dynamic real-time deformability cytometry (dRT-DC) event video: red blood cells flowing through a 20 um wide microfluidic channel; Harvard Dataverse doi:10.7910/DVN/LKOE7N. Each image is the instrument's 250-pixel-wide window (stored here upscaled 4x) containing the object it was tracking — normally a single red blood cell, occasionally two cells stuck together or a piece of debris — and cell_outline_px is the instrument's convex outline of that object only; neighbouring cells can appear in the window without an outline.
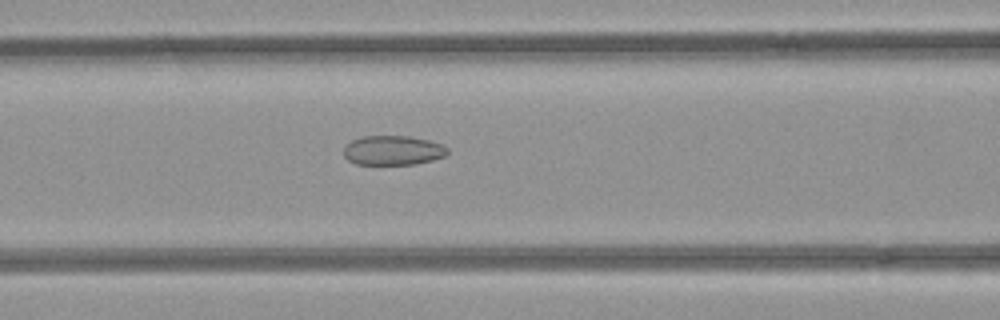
{"species": "common noctule bat (a hibernating species)", "species_latin": "Nyctalus noctula", "temperature_condition": "room temperature", "stored_images_in_passage": 42, "camera_frame_rate_fps": 3000, "um_per_image_px": 0.085, "animal": {"sex": "female", "body_mass_g": 21.9}, "frame": {"image": 1, "passage_image": 12, "time_ms": 3.667, "image_size_px": [1000, 320], "cell_outline_px": [[448, 152], [444, 156], [432, 160], [416, 164], [356, 164], [348, 160], [344, 156], [344, 148], [352, 140], [360, 136], [408, 136], [428, 140], [444, 144], [448, 148]], "centroid_in_image_um": [33.41, 12.77], "position_along_channel_um": 133.2, "area_um2": 17.86}}
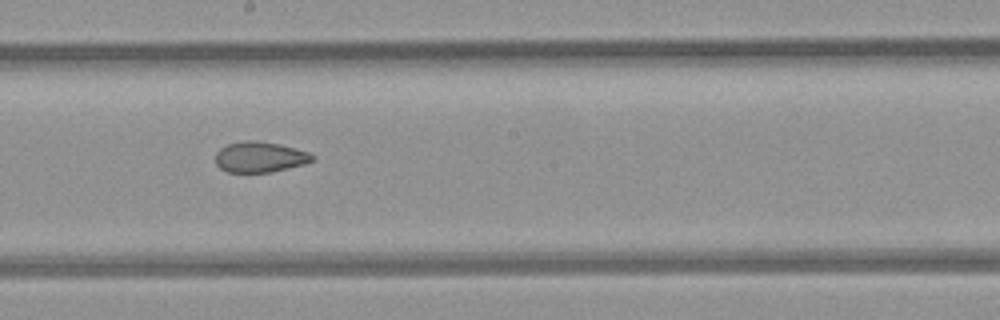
{"frame": {"image": 2, "passage_image": 19, "time_ms": 6.0, "image_size_px": [1000, 320], "cell_outline_px": [[316, 156], [312, 160], [304, 164], [268, 172], [228, 172], [220, 168], [216, 164], [216, 152], [220, 148], [228, 144], [244, 140], [256, 140], [280, 144], [296, 148], [308, 152]], "centroid_in_image_um": [22.08, 13.33], "position_along_channel_um": 226.1, "area_um2": 17.22}}
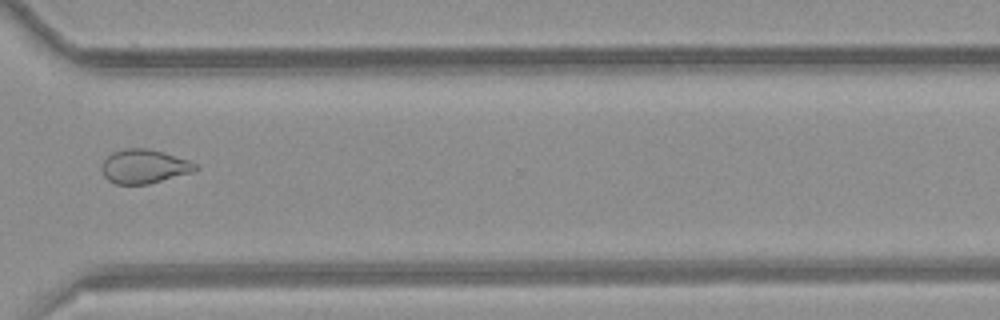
{"frame": {"image": 3, "passage_image": 29, "time_ms": 9.333, "image_size_px": [1000, 320], "cell_outline_px": [[200, 168], [192, 172], [148, 184], [116, 184], [108, 180], [104, 176], [100, 168], [104, 160], [112, 152], [124, 148], [148, 148], [164, 152], [200, 164]], "centroid_in_image_um": [12.26, 14.14], "position_along_channel_um": 358.3, "area_um2": 18.73}, "authors_computed_cell_mechanics": {"area_um2": 19.1896, "velocity_mm_per_s": 3.9854, "shape_relaxation_time_tau1_ms": null, "shape_relaxation_time_tau2_ms": 2.2221, "deformation_change_tau1": null, "deformation_change_tau2": 0.0724}}